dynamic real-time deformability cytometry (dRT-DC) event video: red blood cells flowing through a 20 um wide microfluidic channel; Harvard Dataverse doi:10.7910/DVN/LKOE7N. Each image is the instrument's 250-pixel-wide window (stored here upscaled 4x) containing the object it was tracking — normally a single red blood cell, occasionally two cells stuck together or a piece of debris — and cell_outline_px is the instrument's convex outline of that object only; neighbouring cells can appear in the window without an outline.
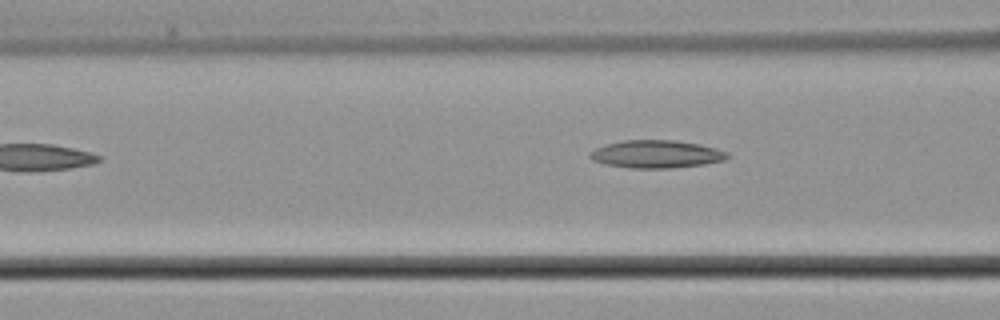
{"species": "common noctule bat (a hibernating species)", "species_latin": "Nyctalus noctula", "temperature_condition": "cold", "stored_images_in_passage": 4, "camera_frame_rate_fps": 3000, "um_per_image_px": 0.085, "animal": {"sex": "male", "body_mass_g": 21.5, "forearm_length_mm": 52.0}, "frame": {"image": 1, "passage_image": 4, "time_ms": 3.667, "image_size_px": [1000, 320], "cell_outline_px": [[728, 156], [724, 160], [704, 164], [668, 168], [628, 168], [604, 164], [592, 160], [588, 156], [596, 148], [608, 144], [624, 140], [676, 140], [700, 144], [716, 148], [728, 152]], "centroid_in_image_um": [55.79, 13.1], "position_along_channel_um": 110.8, "area_um2": 22.14}}